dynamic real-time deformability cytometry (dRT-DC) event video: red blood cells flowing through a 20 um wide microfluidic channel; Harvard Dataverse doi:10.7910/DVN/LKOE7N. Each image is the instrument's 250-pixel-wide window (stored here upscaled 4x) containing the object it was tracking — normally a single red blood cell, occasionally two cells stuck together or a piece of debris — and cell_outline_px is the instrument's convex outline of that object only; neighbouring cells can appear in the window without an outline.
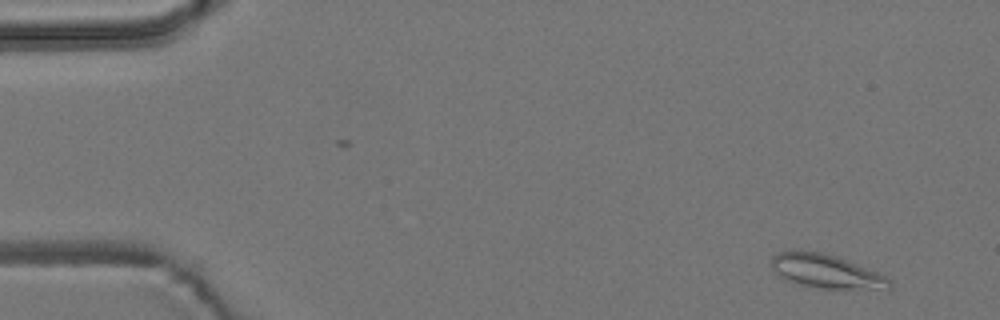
{"species": "common noctule bat (a hibernating species)", "species_latin": "Nyctalus noctula", "temperature_condition": "room temperature", "stored_images_in_passage": 2, "camera_frame_rate_fps": 3000, "um_per_image_px": 0.085, "animal": {"sex": "male", "body_mass_g": 19.2, "forearm_length_mm": 51.8}, "frame": {"image": 1, "passage_image": 2, "time_ms": 1.333, "image_size_px": [1000, 320], "cell_outline_px": [[892, 288], [820, 288], [800, 284], [784, 280], [772, 268], [772, 256], [776, 252], [792, 248], [796, 248], [820, 252], [836, 256], [876, 272], [892, 280]], "centroid_in_image_um": [70.12, 23.02], "position_along_channel_um": 14.9, "area_um2": 23.18}}